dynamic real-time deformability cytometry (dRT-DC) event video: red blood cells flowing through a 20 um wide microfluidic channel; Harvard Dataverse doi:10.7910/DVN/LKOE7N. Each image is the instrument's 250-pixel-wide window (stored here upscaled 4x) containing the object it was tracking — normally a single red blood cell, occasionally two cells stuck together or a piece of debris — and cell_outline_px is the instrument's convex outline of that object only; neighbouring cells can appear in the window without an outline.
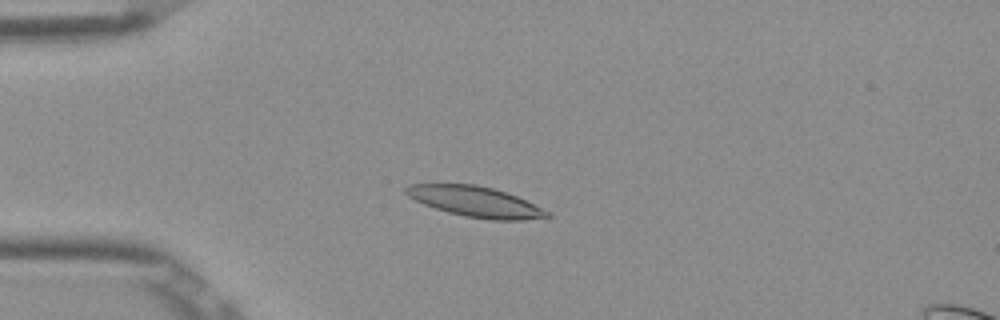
{"species": "Egyptian fruit bat (a non-hibernating species)", "species_latin": "Rousettus aegyptiacus", "temperature_condition": "room temperature", "stored_images_in_passage": 4, "camera_frame_rate_fps": 3000, "um_per_image_px": 0.085, "frame": {"image": 1, "passage_image": 4, "time_ms": 1.0, "image_size_px": [1000, 320], "cell_outline_px": [[552, 216], [524, 220], [492, 220], [464, 216], [448, 212], [424, 204], [408, 196], [404, 192], [404, 188], [408, 184], [476, 184], [508, 192], [548, 212]], "centroid_in_image_um": [40.37, 17.13], "position_along_channel_um": 44.6, "area_um2": 24.8}}